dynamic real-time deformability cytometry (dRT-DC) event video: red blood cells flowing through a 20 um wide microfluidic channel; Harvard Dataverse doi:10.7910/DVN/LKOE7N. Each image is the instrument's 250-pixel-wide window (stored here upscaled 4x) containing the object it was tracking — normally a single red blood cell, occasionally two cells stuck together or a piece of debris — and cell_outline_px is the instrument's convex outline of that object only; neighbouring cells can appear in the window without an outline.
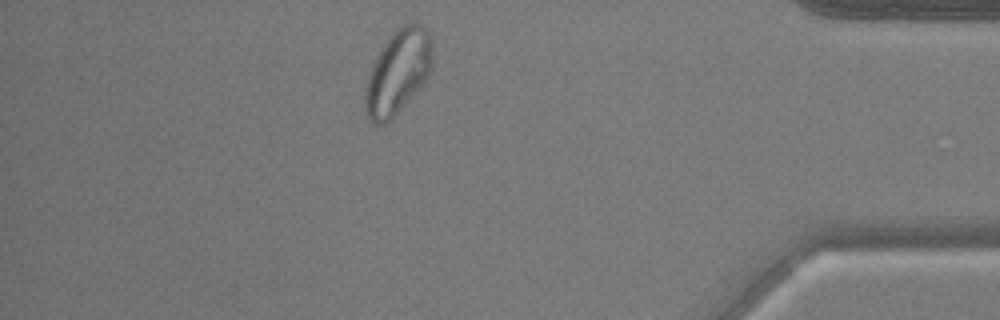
{"species": "common noctule bat (a hibernating species)", "species_latin": "Nyctalus noctula", "temperature_condition": "warm", "stored_images_in_passage": 43, "camera_frame_rate_fps": 3000, "um_per_image_px": 0.085, "animal": {"sex": "male", "body_mass_g": 17.9, "forearm_length_mm": 54.2}, "frame": {"image": 1, "passage_image": 37, "time_ms": 12.0, "image_size_px": [1000, 320], "cell_outline_px": [[432, 68], [424, 84], [392, 120], [384, 124], [376, 124], [368, 116], [364, 108], [364, 88], [368, 72], [380, 48], [396, 28], [404, 24], [420, 24], [428, 32], [432, 40]], "centroid_in_image_um": [33.81, 6.15], "position_along_channel_um": 401.4, "area_um2": 33.52}, "authors_computed_cell_mechanics": {"area_um2": 29.2468, "velocity_mm_per_s": 3.7398, "shape_relaxation_time_tau1_ms": null, "shape_relaxation_time_tau2_ms": 1.3438, "deformation_change_tau1": null, "deformation_change_tau2": 0.0683}}